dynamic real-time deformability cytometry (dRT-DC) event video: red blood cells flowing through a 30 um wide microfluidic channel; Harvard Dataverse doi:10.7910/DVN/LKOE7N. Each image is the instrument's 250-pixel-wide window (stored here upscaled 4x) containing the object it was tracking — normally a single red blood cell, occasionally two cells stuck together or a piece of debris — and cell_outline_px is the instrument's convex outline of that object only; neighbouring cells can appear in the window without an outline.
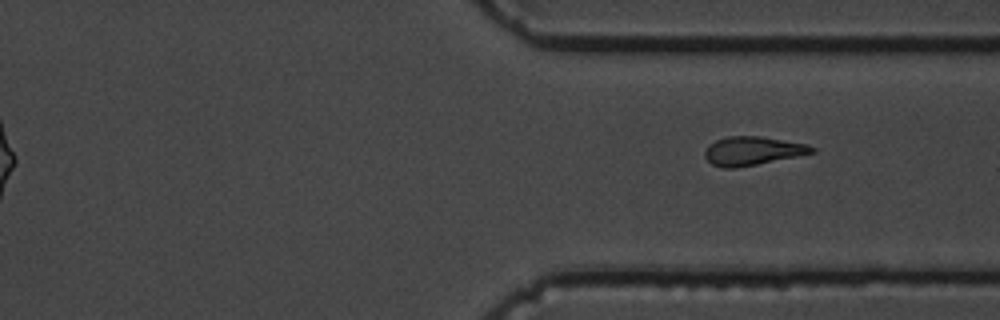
{"species": "common noctule bat (a hibernating species)", "species_latin": "Nyctalus noctula", "temperature_condition": "cold", "stored_images_in_passage": 11, "segment_of_instrument_passage": [2, 2], "camera_frame_rate_fps": 3000, "um_per_image_px": 0.085, "animal": {"sex": "male", "body_mass_g": 19.5, "forearm_length_mm": 54.6}, "frame": {"image": 1, "passage_image": 11, "time_ms": 3.333, "image_size_px": [1000, 320], "cell_outline_px": [[816, 152], [736, 168], [724, 168], [712, 164], [704, 156], [704, 152], [708, 144], [716, 140], [728, 136], [760, 136], [808, 144], [816, 148]], "centroid_in_image_um": [63.95, 12.81], "position_along_channel_um": 347.4, "area_um2": 17.8}}